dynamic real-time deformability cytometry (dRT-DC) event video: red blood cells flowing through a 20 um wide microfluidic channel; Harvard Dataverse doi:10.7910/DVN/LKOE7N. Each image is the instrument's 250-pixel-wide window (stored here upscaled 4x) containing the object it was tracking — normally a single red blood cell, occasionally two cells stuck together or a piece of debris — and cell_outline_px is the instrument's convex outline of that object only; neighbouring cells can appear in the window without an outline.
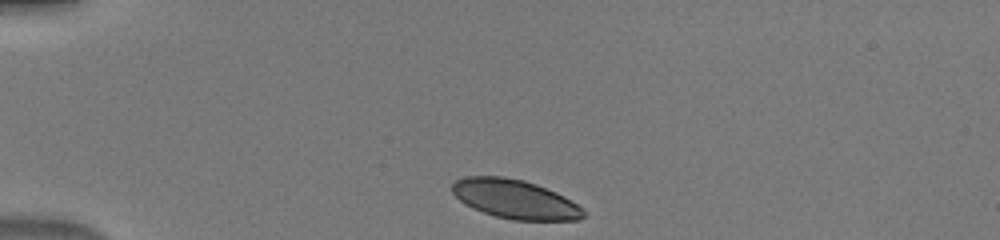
{"species": "human", "species_latin": "Homo sapiens", "temperature_condition": "warm", "stored_images_in_passage": 39, "camera_frame_rate_fps": 3000, "um_per_image_px": 0.085, "donor": {"sex": "male"}, "frame": {"image": 1, "passage_image": 1, "time_ms": 0.0, "image_size_px": [1000, 240], "cell_outline_px": [[584, 216], [580, 220], [512, 220], [496, 216], [484, 212], [460, 200], [452, 192], [452, 184], [456, 180], [464, 176], [504, 176], [524, 180], [536, 184], [556, 192], [564, 196], [576, 204], [584, 212]], "centroid_in_image_um": [43.77, 16.91], "position_along_channel_um": 41.2, "area_um2": 29.54}}
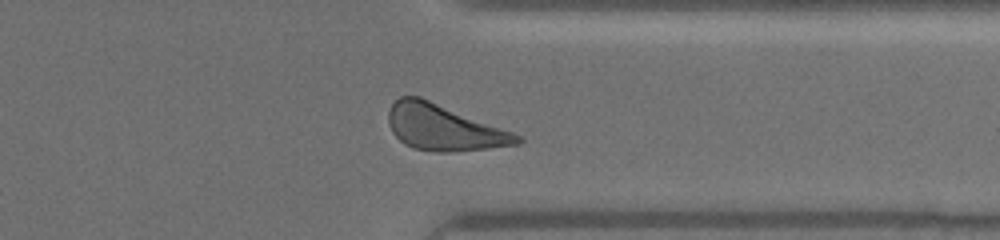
{"frame": {"image": 2, "passage_image": 29, "time_ms": 9.333, "image_size_px": [1000, 240], "cell_outline_px": [[524, 140], [520, 144], [488, 148], [452, 152], [436, 152], [412, 148], [404, 144], [392, 132], [388, 124], [388, 112], [392, 104], [400, 96], [420, 96], [512, 132], [520, 136]], "centroid_in_image_um": [37.69, 10.85], "position_along_channel_um": 373.7, "area_um2": 34.28}}
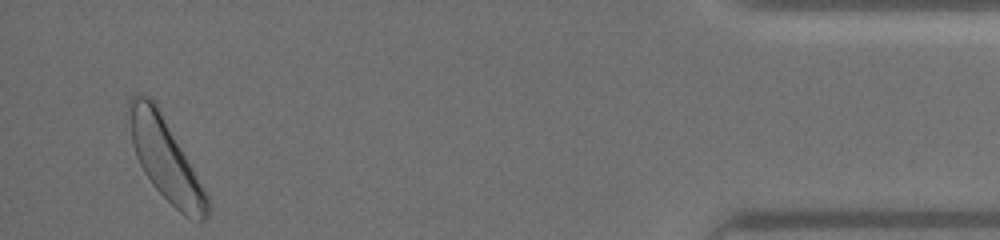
{"frame": {"image": 3, "passage_image": 37, "time_ms": 12.0, "image_size_px": [1000, 240], "cell_outline_px": [[212, 208], [208, 216], [204, 220], [200, 220], [184, 216], [152, 184], [144, 172], [136, 156], [132, 144], [128, 104], [128, 100], [136, 92], [140, 92], [148, 96], [156, 104], [208, 196]], "centroid_in_image_um": [14.05, 13.53], "position_along_channel_um": 421.1, "area_um2": 36.3}}